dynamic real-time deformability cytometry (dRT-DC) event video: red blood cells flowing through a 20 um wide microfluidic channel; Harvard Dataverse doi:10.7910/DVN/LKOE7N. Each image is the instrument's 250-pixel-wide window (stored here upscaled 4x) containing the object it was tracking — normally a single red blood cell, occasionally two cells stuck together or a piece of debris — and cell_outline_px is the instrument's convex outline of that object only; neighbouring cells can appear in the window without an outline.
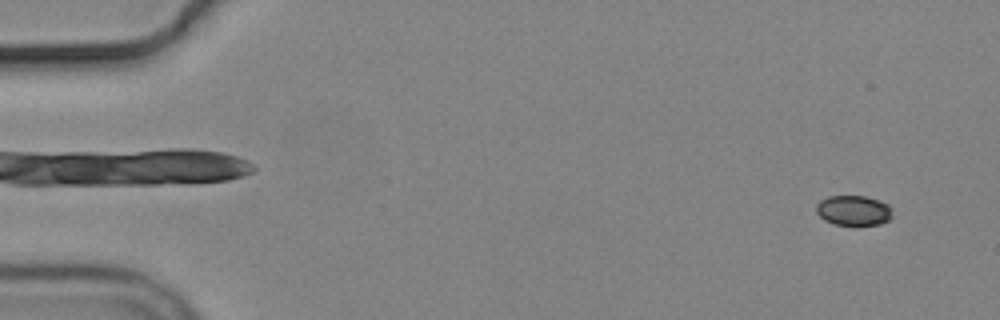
{"species": "common noctule bat (a hibernating species)", "species_latin": "Nyctalus noctula", "temperature_condition": "cold", "stored_images_in_passage": 5, "camera_frame_rate_fps": 3000, "um_per_image_px": 0.085, "animal": {"sex": "male", "body_mass_g": 19.2, "forearm_length_mm": 51.8}, "frame": {"image": 1, "passage_image": 1, "time_ms": 0.0, "image_size_px": [1000, 320], "cell_outline_px": [[892, 216], [888, 220], [880, 224], [856, 228], [836, 224], [824, 220], [816, 212], [816, 204], [820, 200], [828, 196], [864, 196], [880, 200], [888, 204], [892, 208]], "centroid_in_image_um": [72.57, 17.93], "position_along_channel_um": 12.4, "area_um2": 13.93}}
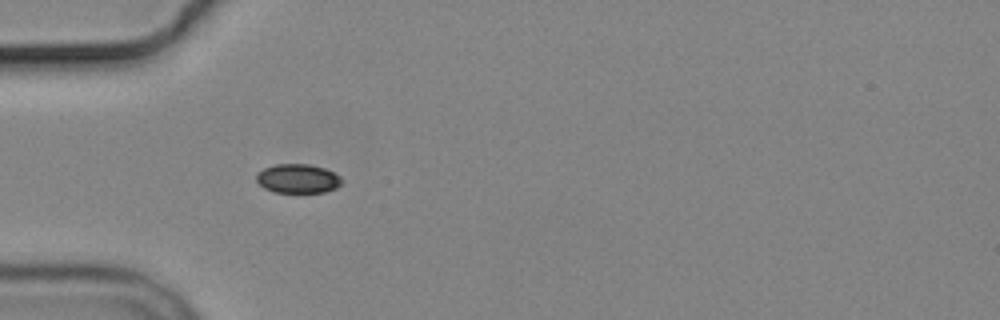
{"frame": {"image": 2, "passage_image": 4, "time_ms": 4.667, "image_size_px": [1000, 320], "cell_outline_px": [[344, 180], [336, 188], [324, 192], [272, 192], [264, 188], [256, 180], [256, 172], [264, 168], [276, 164], [308, 164], [324, 168], [340, 176]], "centroid_in_image_um": [25.3, 15.18], "position_along_channel_um": 59.7, "area_um2": 14.51}}
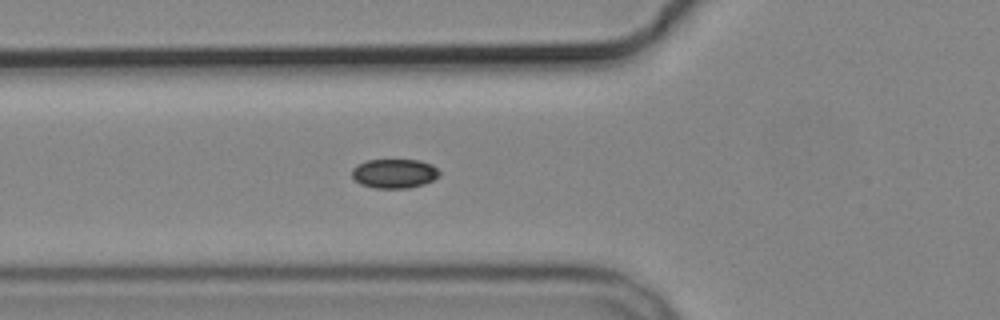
{"frame": {"image": 3, "passage_image": 5, "time_ms": 5.667, "image_size_px": [1000, 320], "cell_outline_px": [[440, 176], [424, 184], [408, 188], [376, 188], [360, 184], [352, 176], [352, 168], [356, 164], [368, 160], [420, 160], [432, 164], [440, 172]], "centroid_in_image_um": [33.52, 14.74], "position_along_channel_um": 92.3, "area_um2": 14.97}}